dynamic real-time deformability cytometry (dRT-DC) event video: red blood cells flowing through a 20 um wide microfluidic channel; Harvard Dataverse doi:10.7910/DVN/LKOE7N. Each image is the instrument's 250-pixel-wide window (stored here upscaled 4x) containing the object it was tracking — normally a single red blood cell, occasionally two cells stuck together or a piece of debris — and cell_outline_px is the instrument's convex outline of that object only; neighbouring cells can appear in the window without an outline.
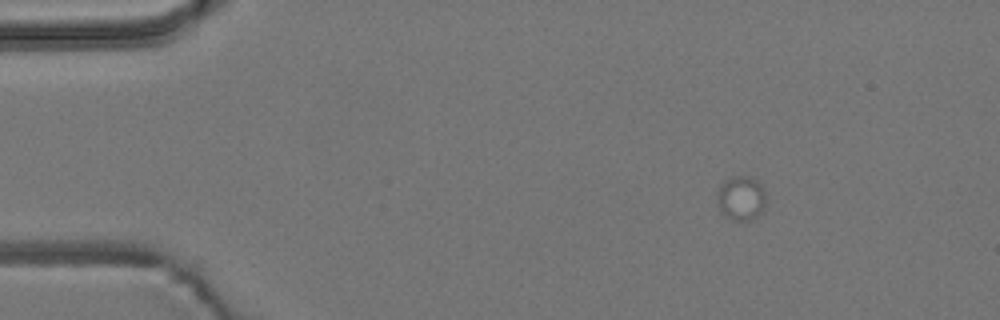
{"species": "common noctule bat (a hibernating species)", "species_latin": "Nyctalus noctula", "temperature_condition": "room temperature", "stored_images_in_passage": 5, "camera_frame_rate_fps": 3000, "um_per_image_px": 0.085, "animal": {"sex": "male", "body_mass_g": 19.2, "forearm_length_mm": 51.8}, "frame": {"image": 1, "passage_image": 2, "time_ms": 1.0, "image_size_px": [1000, 320], "cell_outline_px": [[764, 212], [752, 220], [732, 220], [724, 216], [720, 212], [720, 184], [724, 180], [732, 176], [748, 176], [756, 180], [760, 184], [764, 192]], "centroid_in_image_um": [63.02, 16.86], "position_along_channel_um": 22.0, "area_um2": 12.43}}